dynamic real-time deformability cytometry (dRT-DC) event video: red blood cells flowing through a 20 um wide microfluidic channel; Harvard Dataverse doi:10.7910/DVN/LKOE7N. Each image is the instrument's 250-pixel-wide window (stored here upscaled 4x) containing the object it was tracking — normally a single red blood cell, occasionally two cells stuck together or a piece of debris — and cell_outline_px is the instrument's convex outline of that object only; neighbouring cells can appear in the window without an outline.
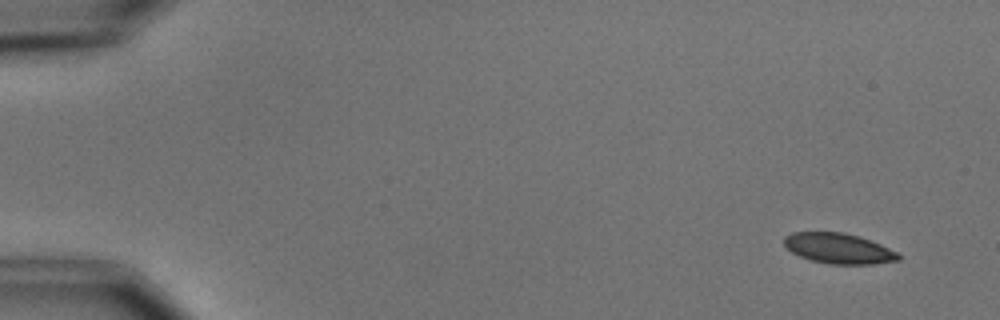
{"species": "common noctule bat (a hibernating species)", "species_latin": "Nyctalus noctula", "temperature_condition": "cold", "stored_images_in_passage": 8, "camera_frame_rate_fps": 3000, "um_per_image_px": 0.085, "animal": {"sex": "male", "body_mass_g": 15.6}, "frame": {"image": 1, "passage_image": 1, "time_ms": 0.0, "image_size_px": [1000, 320], "cell_outline_px": [[900, 260], [872, 264], [828, 264], [812, 260], [800, 256], [792, 252], [784, 244], [784, 236], [792, 232], [844, 232], [880, 244], [896, 252], [900, 256]], "centroid_in_image_um": [71.26, 21.12], "position_along_channel_um": 13.7, "area_um2": 20.0}}
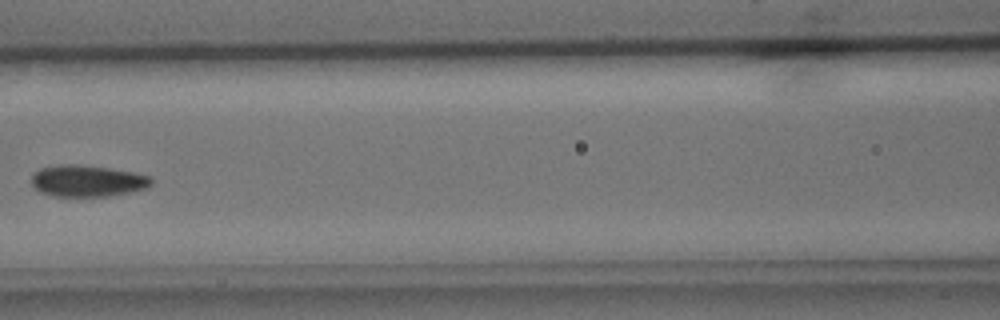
{"frame": {"image": 2, "passage_image": 7, "time_ms": 7.333, "image_size_px": [1000, 320], "cell_outline_px": [[152, 184], [148, 188], [132, 192], [108, 196], [52, 196], [40, 192], [32, 184], [32, 172], [40, 168], [56, 164], [80, 164], [108, 168], [132, 172], [152, 176]], "centroid_in_image_um": [7.43, 15.37], "position_along_channel_um": 159.2, "area_um2": 22.31}}
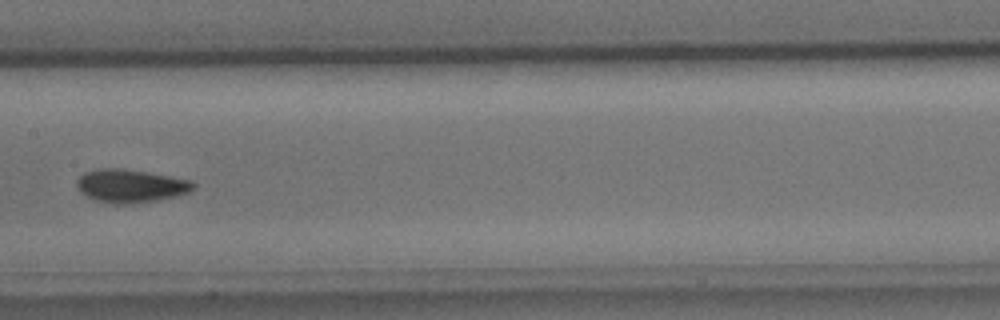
{"frame": {"image": 3, "passage_image": 8, "time_ms": 8.333, "image_size_px": [1000, 320], "cell_outline_px": [[196, 188], [192, 192], [156, 200], [128, 204], [116, 204], [96, 200], [84, 196], [76, 184], [76, 180], [84, 172], [96, 168], [124, 168], [148, 172], [192, 180], [196, 184]], "centroid_in_image_um": [11.11, 15.79], "position_along_channel_um": 196.3, "area_um2": 22.77}}